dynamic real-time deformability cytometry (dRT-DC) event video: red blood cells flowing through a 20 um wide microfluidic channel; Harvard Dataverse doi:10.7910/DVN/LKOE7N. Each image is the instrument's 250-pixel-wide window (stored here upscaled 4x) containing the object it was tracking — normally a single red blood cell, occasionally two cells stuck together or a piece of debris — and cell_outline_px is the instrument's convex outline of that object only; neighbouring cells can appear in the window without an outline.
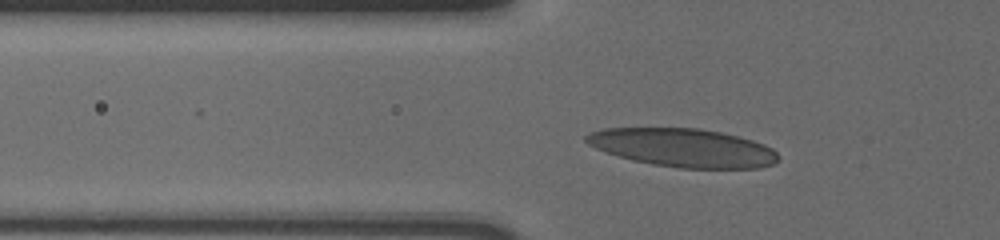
{"species": "human", "species_latin": "Homo sapiens", "temperature_condition": "cold", "stored_images_in_passage": 44, "camera_frame_rate_fps": 3000, "um_per_image_px": 0.085, "donor": {"sex": "male"}, "frame": {"image": 1, "passage_image": 11, "time_ms": 3.333, "image_size_px": [1000, 240], "cell_outline_px": [[780, 160], [772, 164], [760, 168], [680, 168], [652, 164], [632, 160], [604, 152], [588, 144], [584, 140], [584, 136], [588, 132], [604, 128], [700, 128], [740, 136], [764, 144], [772, 148], [780, 156]], "centroid_in_image_um": [58.06, 12.55], "position_along_channel_um": 67.7, "area_um2": 43.29}}
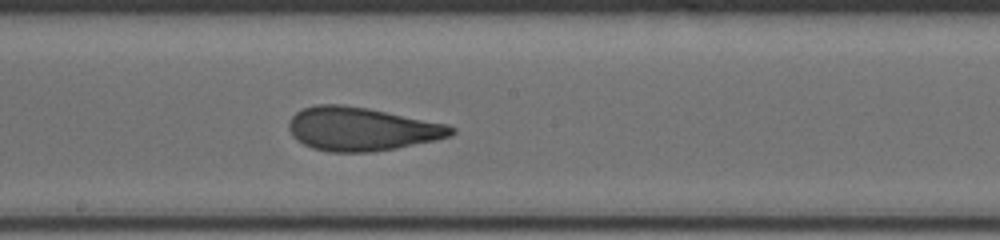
{"frame": {"image": 2, "passage_image": 24, "time_ms": 7.667, "image_size_px": [1000, 240], "cell_outline_px": [[456, 132], [452, 136], [436, 140], [396, 148], [372, 152], [328, 152], [312, 148], [296, 140], [292, 136], [288, 128], [288, 124], [292, 116], [296, 112], [304, 108], [316, 104], [340, 104], [368, 108], [448, 124], [456, 128]], "centroid_in_image_um": [30.74, 10.97], "position_along_channel_um": 217.5, "area_um2": 41.44}}
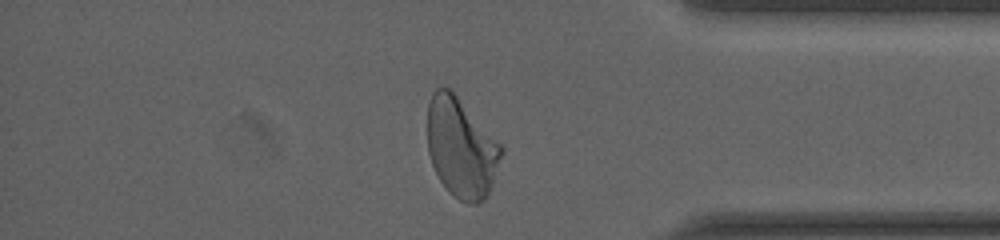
{"frame": {"image": 3, "passage_image": 40, "time_ms": 13.0, "image_size_px": [1000, 240], "cell_outline_px": [[504, 148], [492, 184], [484, 200], [476, 204], [468, 204], [452, 196], [448, 192], [440, 180], [432, 164], [428, 152], [428, 104], [432, 92], [436, 88], [448, 88], [456, 96]], "centroid_in_image_um": [39.18, 12.6], "position_along_channel_um": 396.0, "area_um2": 42.25}, "authors_computed_cell_mechanics": {"area_um2": 40.7779, "velocity_mm_per_s": 3.5949, "shape_relaxation_time_tau1_ms": 6.9143, "shape_relaxation_time_tau2_ms": 1.2603, "deformation_change_tau1": 0.205, "deformation_change_tau2": 0.0928}}